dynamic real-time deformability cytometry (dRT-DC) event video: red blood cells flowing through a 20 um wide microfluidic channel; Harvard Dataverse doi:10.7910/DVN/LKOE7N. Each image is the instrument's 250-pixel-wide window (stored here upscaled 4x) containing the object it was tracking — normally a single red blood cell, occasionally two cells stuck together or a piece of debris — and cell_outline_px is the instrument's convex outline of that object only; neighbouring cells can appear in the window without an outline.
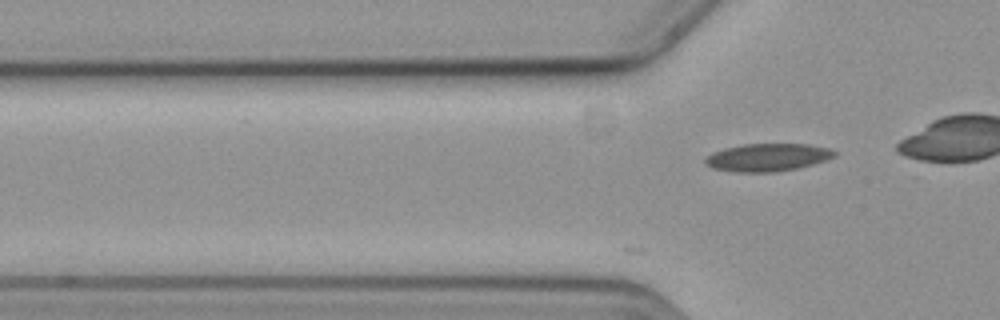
{"species": "common noctule bat (a hibernating species)", "species_latin": "Nyctalus noctula", "temperature_condition": "cold", "stored_images_in_passage": 12, "camera_frame_rate_fps": 3000, "um_per_image_px": 0.085, "animal": {"sex": "female", "body_mass_g": 19.3, "forearm_length_mm": 54.1}, "frame": {"image": 1, "passage_image": 12, "time_ms": 3.667, "image_size_px": [1000, 320], "cell_outline_px": [[836, 156], [812, 164], [796, 168], [772, 172], [736, 172], [712, 168], [704, 164], [704, 160], [712, 152], [724, 148], [744, 144], [808, 144], [832, 148], [836, 152]], "centroid_in_image_um": [65.23, 13.37], "position_along_channel_um": 60.6, "area_um2": 20.87}}